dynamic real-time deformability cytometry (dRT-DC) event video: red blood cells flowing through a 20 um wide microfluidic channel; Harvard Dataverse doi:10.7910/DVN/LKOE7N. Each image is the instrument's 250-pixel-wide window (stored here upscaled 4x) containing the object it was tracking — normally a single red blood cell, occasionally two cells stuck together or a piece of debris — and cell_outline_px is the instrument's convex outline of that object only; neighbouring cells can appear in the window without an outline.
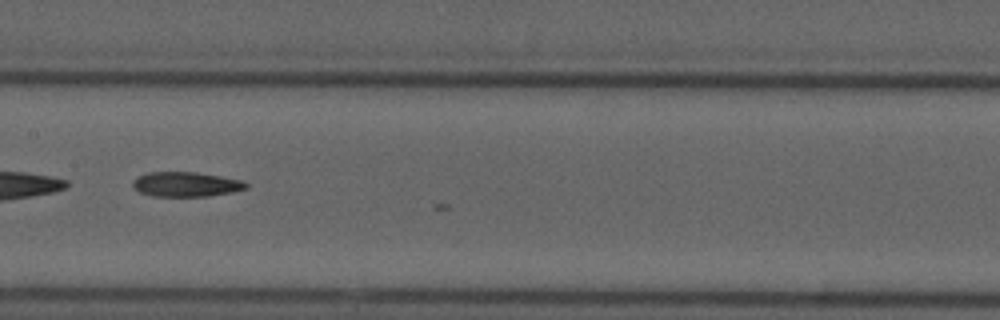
{"species": "common noctule bat (a hibernating species)", "species_latin": "Nyctalus noctula", "temperature_condition": "cold", "stored_images_in_passage": 8, "segment_of_instrument_passage": [2, 2], "camera_frame_rate_fps": 3000, "um_per_image_px": 0.085, "animal": {"sex": "male", "forearm_length_mm": 52.5}, "frame": {"image": 1, "passage_image": 8, "time_ms": 8.333, "image_size_px": [1000, 320], "cell_outline_px": [[248, 188], [232, 192], [208, 196], [152, 196], [140, 192], [132, 188], [132, 180], [148, 172], [196, 172], [244, 180], [248, 184]], "centroid_in_image_um": [15.81, 15.66], "position_along_channel_um": 191.6, "area_um2": 16.42}}